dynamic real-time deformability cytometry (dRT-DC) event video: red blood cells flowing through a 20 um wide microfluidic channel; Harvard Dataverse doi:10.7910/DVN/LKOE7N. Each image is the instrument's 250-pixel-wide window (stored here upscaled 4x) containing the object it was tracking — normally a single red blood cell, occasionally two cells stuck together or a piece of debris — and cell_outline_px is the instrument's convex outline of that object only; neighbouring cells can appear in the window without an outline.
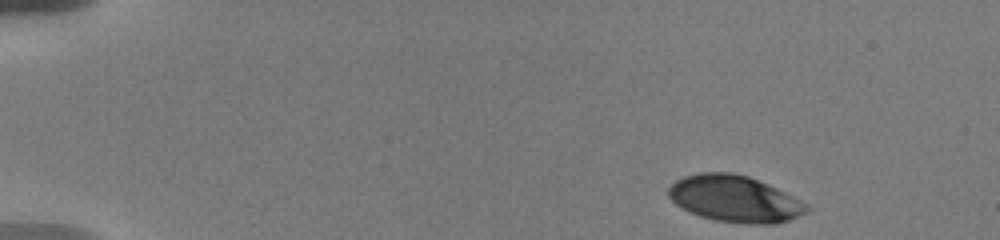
{"species": "human", "species_latin": "Homo sapiens", "temperature_condition": "warm", "stored_images_in_passage": 14, "camera_frame_rate_fps": 3000, "um_per_image_px": 0.085, "donor": {"sex": "male"}, "frame": {"image": 1, "passage_image": 1, "time_ms": 0.0, "image_size_px": [1000, 240], "cell_outline_px": [[812, 208], [808, 212], [788, 220], [776, 224], [748, 224], [716, 220], [700, 216], [676, 204], [668, 196], [668, 188], [676, 180], [684, 176], [700, 172], [732, 172], [748, 176], [768, 184], [808, 204]], "centroid_in_image_um": [62.47, 16.9], "position_along_channel_um": 22.5, "area_um2": 37.4}}
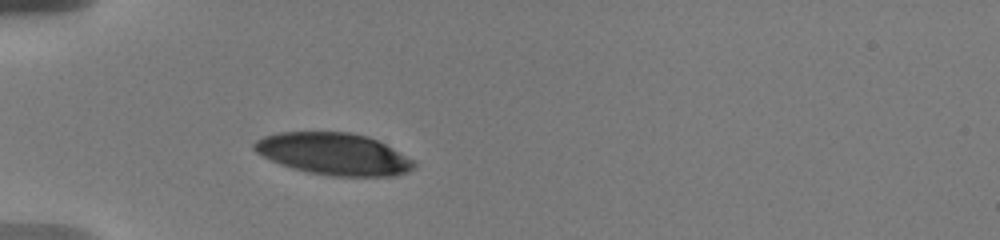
{"frame": {"image": 2, "passage_image": 12, "time_ms": 3.667, "image_size_px": [1000, 240], "cell_outline_px": [[416, 164], [408, 172], [392, 176], [332, 176], [308, 172], [292, 168], [280, 164], [256, 152], [252, 148], [252, 144], [256, 140], [264, 136], [280, 132], [352, 132], [368, 136], [392, 148], [412, 160]], "centroid_in_image_um": [28.34, 13.08], "position_along_channel_um": 56.7, "area_um2": 38.78}}